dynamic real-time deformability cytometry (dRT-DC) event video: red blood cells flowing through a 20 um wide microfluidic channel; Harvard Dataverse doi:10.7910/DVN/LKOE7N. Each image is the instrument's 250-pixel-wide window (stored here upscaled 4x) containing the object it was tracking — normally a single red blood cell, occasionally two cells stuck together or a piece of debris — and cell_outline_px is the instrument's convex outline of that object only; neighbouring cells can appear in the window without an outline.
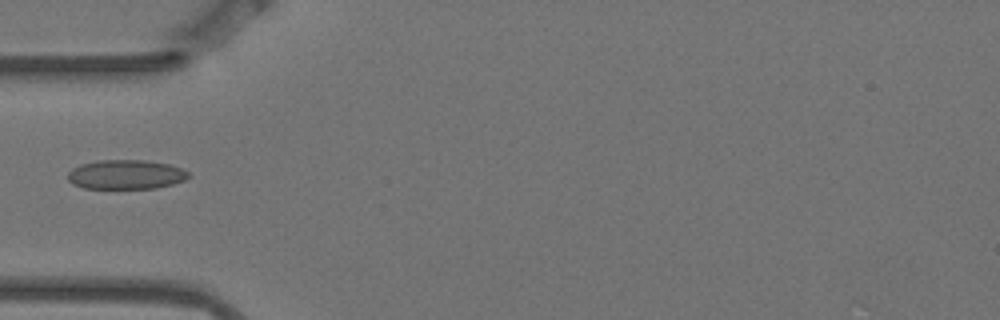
{"species": "Egyptian fruit bat (a non-hibernating species)", "species_latin": "Rousettus aegyptiacus", "temperature_condition": "warm", "stored_images_in_passage": 10, "camera_frame_rate_fps": 3000, "um_per_image_px": 0.085, "animal": {"sex": "female"}, "frame": {"image": 1, "passage_image": 4, "time_ms": 1.0, "image_size_px": [1000, 320], "cell_outline_px": [[188, 176], [184, 180], [172, 184], [156, 188], [84, 188], [72, 184], [68, 180], [68, 172], [72, 168], [80, 164], [100, 160], [144, 160], [168, 164], [180, 168], [188, 172]], "centroid_in_image_um": [10.66, 14.83], "position_along_channel_um": 74.3, "area_um2": 20.52}}
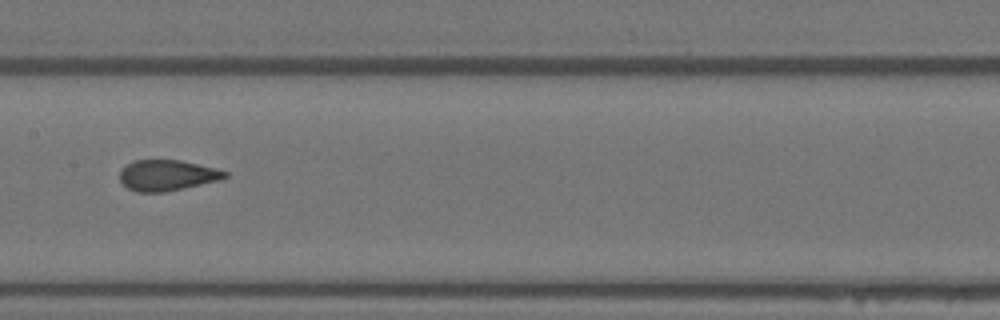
{"frame": {"image": 2, "passage_image": 7, "time_ms": 2.0, "image_size_px": [1000, 320], "cell_outline_px": [[228, 176], [220, 180], [184, 188], [164, 192], [136, 192], [128, 188], [120, 180], [120, 168], [136, 160], [180, 160], [216, 168], [228, 172]], "centroid_in_image_um": [14.21, 14.9], "position_along_channel_um": 193.2, "area_um2": 18.84}}
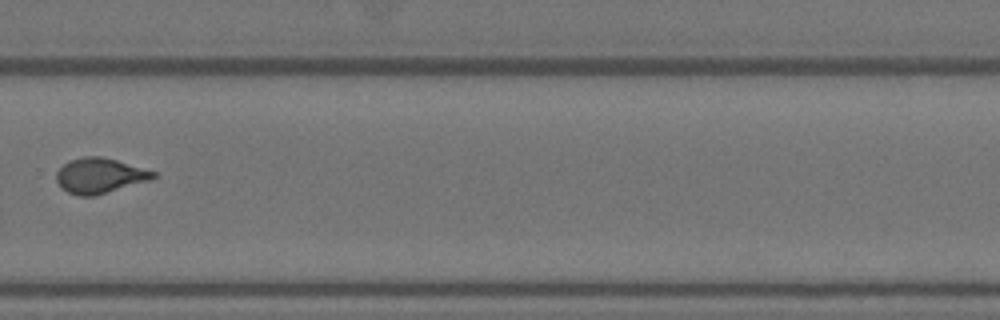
{"frame": {"image": 3, "passage_image": 10, "time_ms": 3.0, "image_size_px": [1000, 320], "cell_outline_px": [[156, 176], [152, 180], [96, 196], [76, 196], [60, 188], [56, 180], [56, 172], [68, 160], [84, 156], [100, 156], [116, 160], [156, 172]], "centroid_in_image_um": [8.46, 14.95], "position_along_channel_um": 321.3, "area_um2": 20.11}}